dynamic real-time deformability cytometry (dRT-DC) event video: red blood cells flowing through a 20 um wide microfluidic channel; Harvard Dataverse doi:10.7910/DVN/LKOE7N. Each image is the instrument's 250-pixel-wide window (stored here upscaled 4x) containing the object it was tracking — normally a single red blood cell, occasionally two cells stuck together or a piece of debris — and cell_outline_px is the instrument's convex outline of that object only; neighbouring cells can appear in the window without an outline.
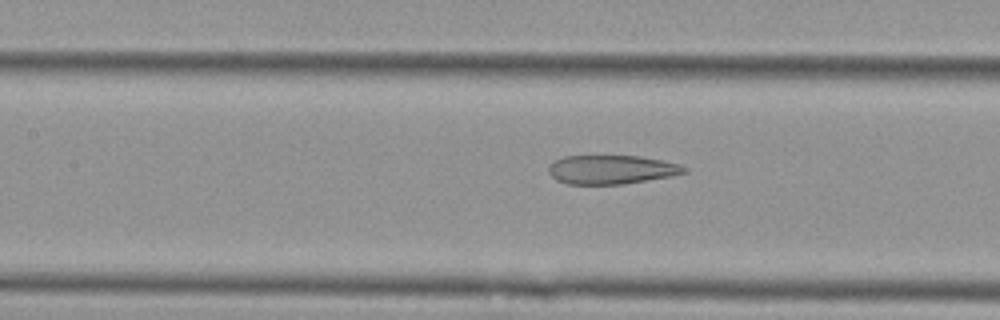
{"species": "Egyptian fruit bat (a non-hibernating species)", "species_latin": "Rousettus aegyptiacus", "temperature_condition": "cold", "stored_images_in_passage": 53, "camera_frame_rate_fps": 3000, "um_per_image_px": 0.085, "animal": {"sex": "female"}, "frame": {"image": 1, "passage_image": 24, "time_ms": 7.667, "image_size_px": [1000, 320], "cell_outline_px": [[688, 172], [672, 176], [624, 184], [568, 184], [556, 180], [548, 172], [548, 168], [556, 160], [564, 156], [640, 156], [680, 164], [688, 168]], "centroid_in_image_um": [52.01, 14.42], "position_along_channel_um": 155.4, "area_um2": 22.83}}
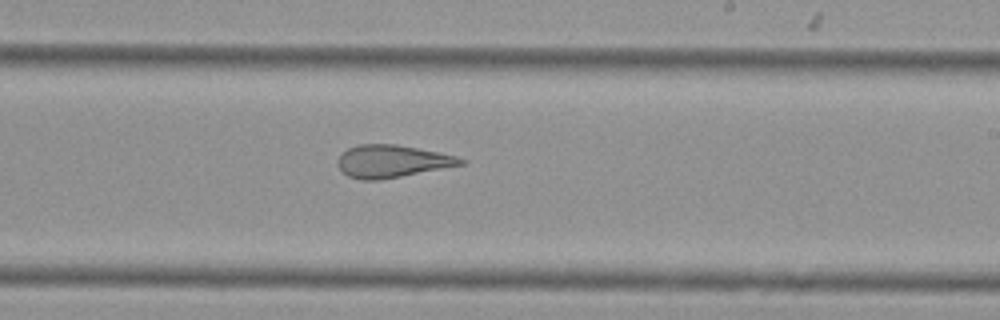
{"frame": {"image": 2, "passage_image": 32, "time_ms": 10.333, "image_size_px": [1000, 320], "cell_outline_px": [[464, 164], [380, 180], [360, 180], [348, 176], [336, 164], [336, 160], [340, 152], [356, 144], [396, 144], [456, 156], [464, 160]], "centroid_in_image_um": [33.23, 13.7], "position_along_channel_um": 255.8, "area_um2": 23.18}}
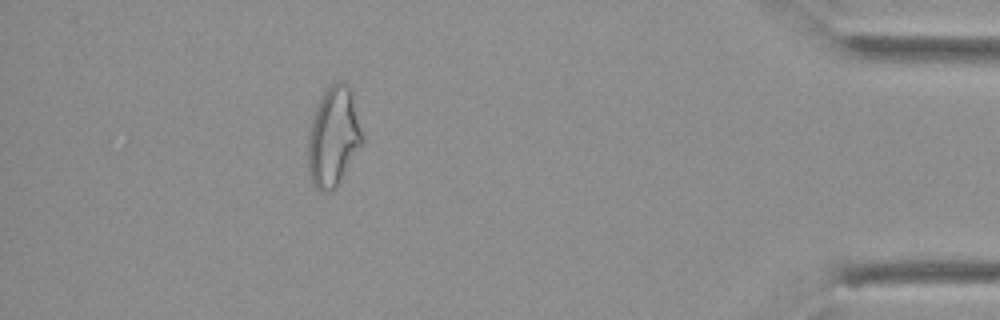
{"frame": {"image": 3, "passage_image": 48, "time_ms": 15.667, "image_size_px": [1000, 320], "cell_outline_px": [[364, 144], [336, 188], [332, 192], [320, 192], [316, 188], [312, 180], [308, 168], [308, 136], [316, 104], [324, 92], [332, 84], [340, 80], [348, 84], [352, 88], [364, 136]], "centroid_in_image_um": [28.39, 11.63], "position_along_channel_um": 406.8, "area_um2": 32.19}, "authors_computed_cell_mechanics": {"area_um2": 28.9578, "velocity_mm_per_s": 3.7815, "shape_relaxation_time_tau1_ms": null, "shape_relaxation_time_tau2_ms": 2.0867, "deformation_change_tau1": null, "deformation_change_tau2": 0.1178}}